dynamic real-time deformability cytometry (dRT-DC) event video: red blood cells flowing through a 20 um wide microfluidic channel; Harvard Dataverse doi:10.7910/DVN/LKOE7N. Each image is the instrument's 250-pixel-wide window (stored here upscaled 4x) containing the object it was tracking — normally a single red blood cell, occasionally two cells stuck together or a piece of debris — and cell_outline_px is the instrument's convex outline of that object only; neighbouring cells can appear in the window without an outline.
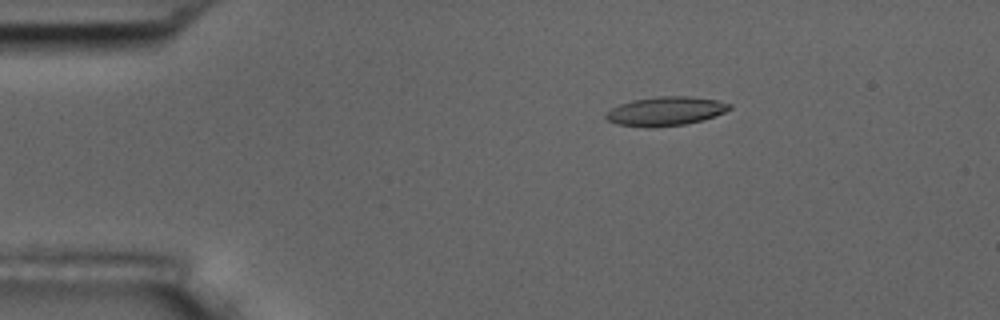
{"species": "common noctule bat (a hibernating species)", "species_latin": "Nyctalus noctula", "temperature_condition": "room temperature", "stored_images_in_passage": 3, "camera_frame_rate_fps": 3000, "um_per_image_px": 0.085, "animal": {"sex": "male", "body_mass_g": 17.5, "forearm_length_mm": 52.3}, "frame": {"image": 1, "passage_image": 1, "time_ms": 0.0, "image_size_px": [1000, 320], "cell_outline_px": [[732, 108], [724, 112], [700, 120], [684, 124], [644, 128], [616, 124], [608, 120], [604, 116], [604, 112], [620, 104], [632, 100], [660, 96], [688, 96], [716, 100], [732, 104]], "centroid_in_image_um": [56.52, 9.45], "position_along_channel_um": 28.5, "area_um2": 20.75}}
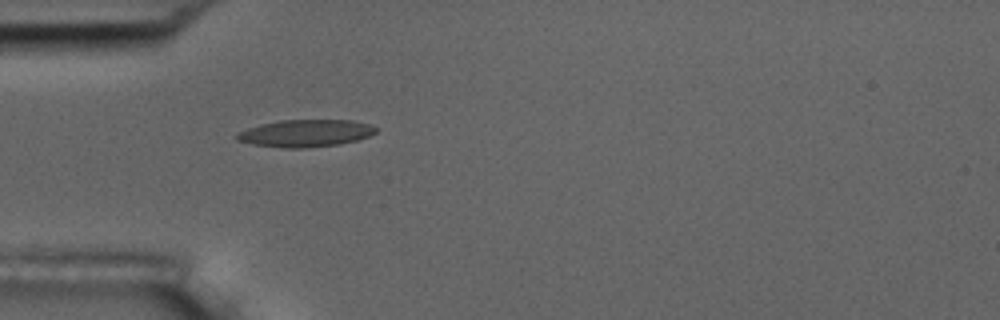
{"frame": {"image": 2, "passage_image": 3, "time_ms": 2.333, "image_size_px": [1000, 320], "cell_outline_px": [[376, 132], [368, 136], [356, 140], [340, 144], [304, 148], [284, 148], [252, 144], [236, 140], [232, 136], [236, 132], [260, 124], [280, 120], [352, 120], [372, 124], [376, 128]], "centroid_in_image_um": [25.92, 11.32], "position_along_channel_um": 59.1, "area_um2": 22.25}}